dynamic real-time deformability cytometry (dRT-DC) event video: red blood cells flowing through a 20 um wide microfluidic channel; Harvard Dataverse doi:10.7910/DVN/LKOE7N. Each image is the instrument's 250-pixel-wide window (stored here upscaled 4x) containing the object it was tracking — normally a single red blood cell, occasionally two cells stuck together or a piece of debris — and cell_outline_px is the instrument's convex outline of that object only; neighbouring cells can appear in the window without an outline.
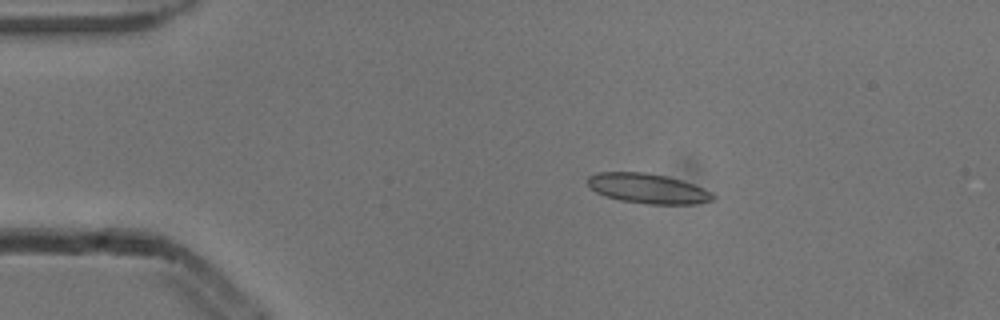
{"species": "common noctule bat (a hibernating species)", "species_latin": "Nyctalus noctula", "temperature_condition": "cold", "stored_images_in_passage": 5, "camera_frame_rate_fps": 3000, "um_per_image_px": 0.085, "animal": {"sex": "male", "body_mass_g": 13.3}, "frame": {"image": 1, "passage_image": 3, "time_ms": 0.667, "image_size_px": [1000, 320], "cell_outline_px": [[716, 200], [696, 204], [648, 204], [620, 200], [604, 196], [596, 192], [588, 184], [588, 176], [596, 172], [644, 172], [664, 176], [680, 180], [692, 184], [712, 192], [716, 196]], "centroid_in_image_um": [55.07, 16.03], "position_along_channel_um": 29.9, "area_um2": 21.79}}
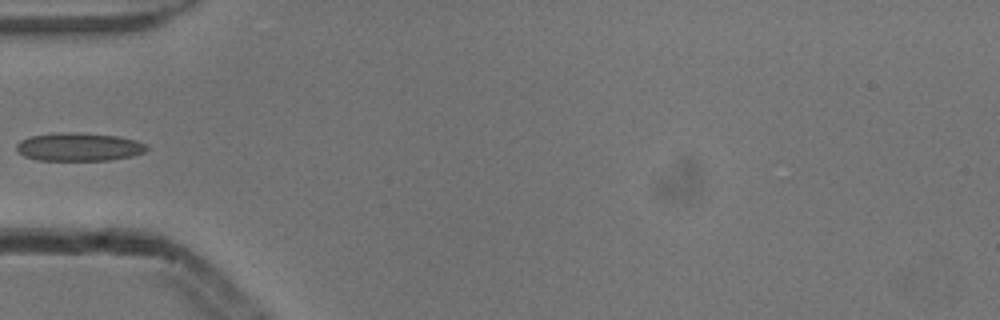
{"frame": {"image": 2, "passage_image": 5, "time_ms": 1.333, "image_size_px": [1000, 320], "cell_outline_px": [[148, 148], [144, 152], [132, 156], [108, 160], [36, 160], [24, 156], [16, 152], [16, 144], [20, 140], [28, 136], [60, 132], [72, 132], [120, 136], [136, 140], [148, 144]], "centroid_in_image_um": [6.68, 12.48], "position_along_channel_um": 78.3, "area_um2": 21.68}}